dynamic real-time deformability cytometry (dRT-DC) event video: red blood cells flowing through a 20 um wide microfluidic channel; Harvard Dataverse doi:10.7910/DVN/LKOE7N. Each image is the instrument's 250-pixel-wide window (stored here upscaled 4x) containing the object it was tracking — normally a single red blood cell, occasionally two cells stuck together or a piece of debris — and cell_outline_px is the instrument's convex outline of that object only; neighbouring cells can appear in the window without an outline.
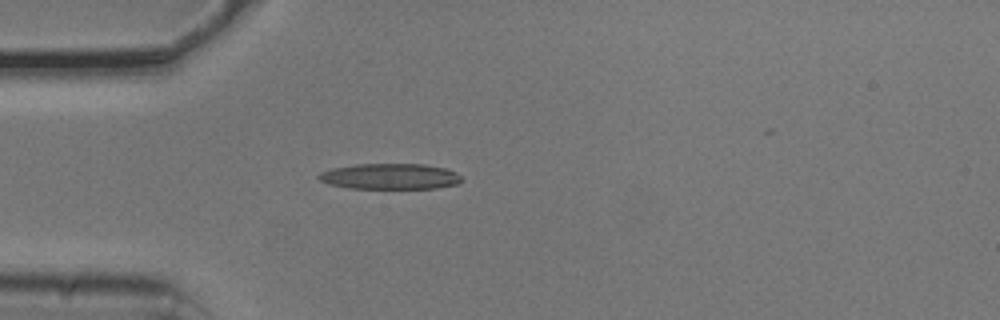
{"species": "common noctule bat (a hibernating species)", "species_latin": "Nyctalus noctula", "temperature_condition": "cold", "stored_images_in_passage": 39, "camera_frame_rate_fps": 3000, "um_per_image_px": 0.085, "animal": {"sex": "male", "body_mass_g": 20.5, "forearm_length_mm": 52.5}, "frame": {"image": 1, "passage_image": 1, "time_ms": 0.0, "image_size_px": [1000, 320], "cell_outline_px": [[464, 180], [460, 184], [436, 188], [348, 188], [328, 184], [320, 180], [316, 176], [320, 172], [332, 168], [356, 164], [424, 164], [448, 168], [456, 172]], "centroid_in_image_um": [33.19, 14.99], "position_along_channel_um": 51.8, "area_um2": 21.68}}
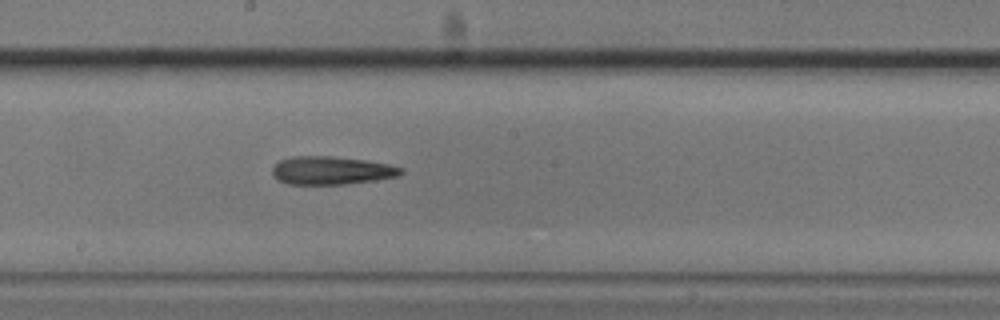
{"frame": {"image": 2, "passage_image": 15, "time_ms": 4.667, "image_size_px": [1000, 320], "cell_outline_px": [[404, 172], [396, 176], [376, 180], [344, 184], [288, 184], [272, 176], [272, 168], [280, 160], [292, 156], [332, 156], [368, 160], [388, 164], [404, 168]], "centroid_in_image_um": [28.18, 14.48], "position_along_channel_um": 220.0, "area_um2": 21.15}}
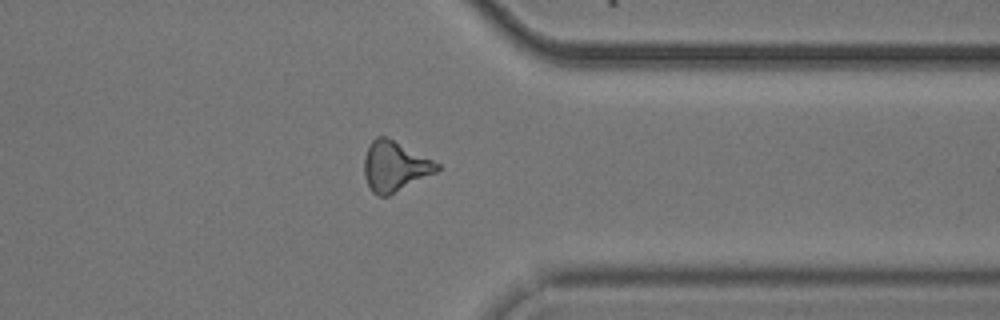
{"frame": {"image": 3, "passage_image": 28, "time_ms": 9.0, "image_size_px": [1000, 320], "cell_outline_px": [[440, 168], [436, 172], [388, 196], [376, 196], [372, 192], [364, 176], [364, 156], [372, 140], [376, 136], [388, 136], [440, 164]], "centroid_in_image_um": [33.53, 14.13], "position_along_channel_um": 377.9, "area_um2": 21.27}, "authors_computed_cell_mechanics": {"area_um2": 20.6924, "velocity_mm_per_s": 3.7741, "shape_relaxation_time_tau1_ms": null, "shape_relaxation_time_tau2_ms": 1.582, "deformation_change_tau1": null, "deformation_change_tau2": 0.1217}}